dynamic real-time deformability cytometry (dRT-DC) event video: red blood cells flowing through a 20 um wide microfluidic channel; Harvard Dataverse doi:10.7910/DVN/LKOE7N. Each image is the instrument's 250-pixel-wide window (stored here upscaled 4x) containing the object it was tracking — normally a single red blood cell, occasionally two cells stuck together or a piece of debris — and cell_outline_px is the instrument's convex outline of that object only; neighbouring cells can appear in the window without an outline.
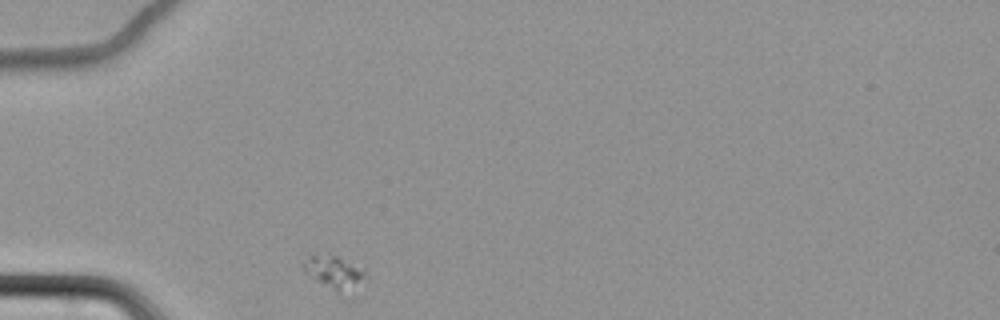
{"species": "common noctule bat (a hibernating species)", "species_latin": "Nyctalus noctula", "temperature_condition": "cold", "stored_images_in_passage": 33, "camera_frame_rate_fps": 3000, "um_per_image_px": 0.085, "animal": {"sex": "female", "body_mass_g": 22.7, "forearm_length_mm": 54.2}, "frame": {"image": 1, "passage_image": 1, "time_ms": 0.0, "image_size_px": [1000, 320], "cell_outline_px": [[368, 280], [336, 292], [316, 280], [304, 272], [304, 264], [312, 256], [336, 256], [364, 272]], "centroid_in_image_um": [28.38, 23.16], "position_along_channel_um": 56.6, "area_um2": 10.58}}